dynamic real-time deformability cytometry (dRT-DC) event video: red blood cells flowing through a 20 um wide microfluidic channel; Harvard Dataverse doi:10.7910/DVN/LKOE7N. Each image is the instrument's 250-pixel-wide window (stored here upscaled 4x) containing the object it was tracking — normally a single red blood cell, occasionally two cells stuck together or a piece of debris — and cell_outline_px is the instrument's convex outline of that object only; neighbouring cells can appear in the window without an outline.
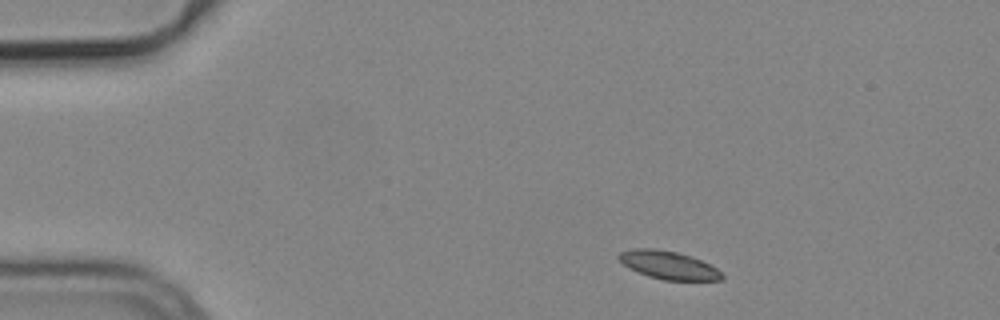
{"species": "common noctule bat (a hibernating species)", "species_latin": "Nyctalus noctula", "temperature_condition": "cold", "stored_images_in_passage": 3, "camera_frame_rate_fps": 3000, "um_per_image_px": 0.085, "animal": {"sex": "male", "body_mass_g": 19.2, "forearm_length_mm": 51.8}, "frame": {"image": 1, "passage_image": 1, "time_ms": 0.0, "image_size_px": [1000, 320], "cell_outline_px": [[724, 280], [664, 280], [648, 276], [624, 264], [616, 256], [620, 252], [632, 248], [656, 248], [676, 252], [692, 256], [716, 268], [724, 276]], "centroid_in_image_um": [56.83, 22.52], "position_along_channel_um": 28.2, "area_um2": 16.7}}
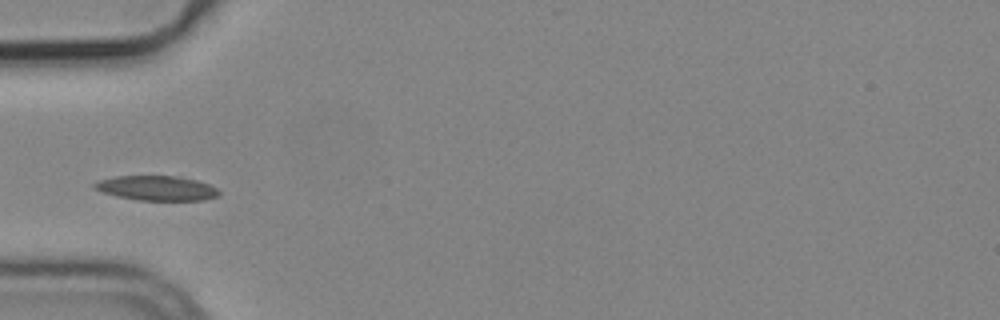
{"frame": {"image": 2, "passage_image": 3, "time_ms": 0.667, "image_size_px": [1000, 320], "cell_outline_px": [[220, 192], [216, 196], [204, 200], [136, 200], [116, 196], [92, 188], [92, 184], [100, 180], [116, 176], [176, 176], [196, 180], [208, 184], [216, 188]], "centroid_in_image_um": [13.28, 15.99], "position_along_channel_um": 71.7, "area_um2": 17.8}}